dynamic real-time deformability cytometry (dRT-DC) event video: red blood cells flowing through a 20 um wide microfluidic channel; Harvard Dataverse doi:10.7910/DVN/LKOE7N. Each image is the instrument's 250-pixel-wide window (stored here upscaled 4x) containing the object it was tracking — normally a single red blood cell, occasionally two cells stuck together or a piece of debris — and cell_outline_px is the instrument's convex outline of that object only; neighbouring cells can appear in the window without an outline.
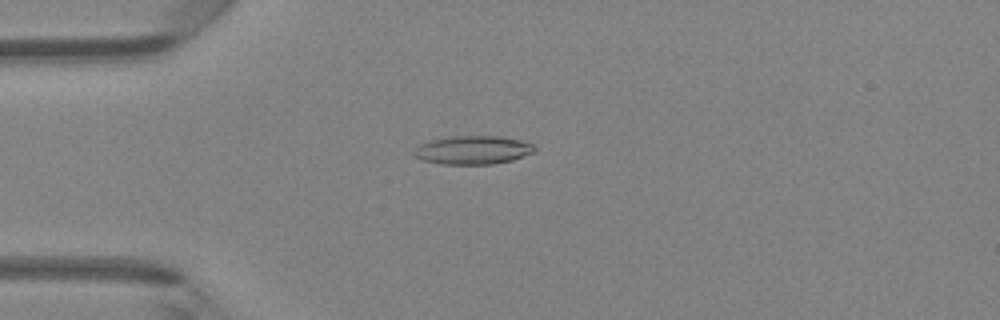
{"species": "Egyptian fruit bat (a non-hibernating species)", "species_latin": "Rousettus aegyptiacus", "temperature_condition": "room temperature", "stored_images_in_passage": 41, "camera_frame_rate_fps": 3000, "um_per_image_px": 0.085, "animal": {"sex": "female"}, "frame": {"image": 1, "passage_image": 6, "time_ms": 1.667, "image_size_px": [1000, 320], "cell_outline_px": [[536, 152], [512, 160], [492, 164], [440, 164], [420, 160], [412, 152], [420, 144], [432, 140], [452, 136], [500, 136], [524, 140], [532, 144], [536, 148]], "centroid_in_image_um": [40.23, 12.75], "position_along_channel_um": 44.8, "area_um2": 20.17}}
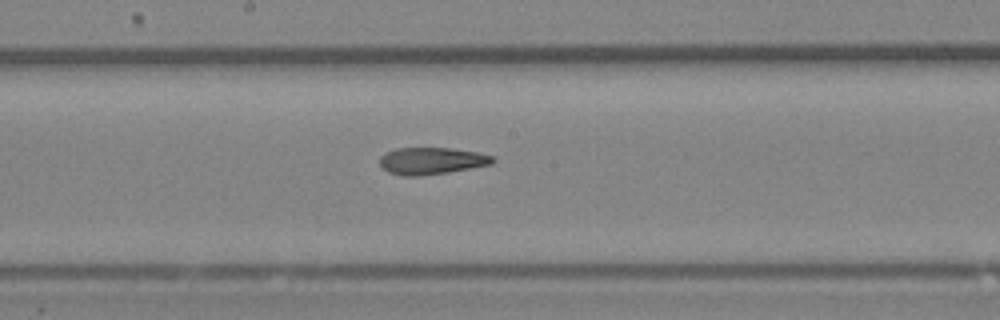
{"frame": {"image": 2, "passage_image": 19, "time_ms": 6.0, "image_size_px": [1000, 320], "cell_outline_px": [[496, 160], [492, 164], [472, 168], [448, 172], [420, 176], [404, 176], [388, 172], [380, 164], [380, 156], [384, 152], [396, 148], [448, 148], [476, 152], [496, 156]], "centroid_in_image_um": [36.7, 13.67], "position_along_channel_um": 211.5, "area_um2": 17.86}}
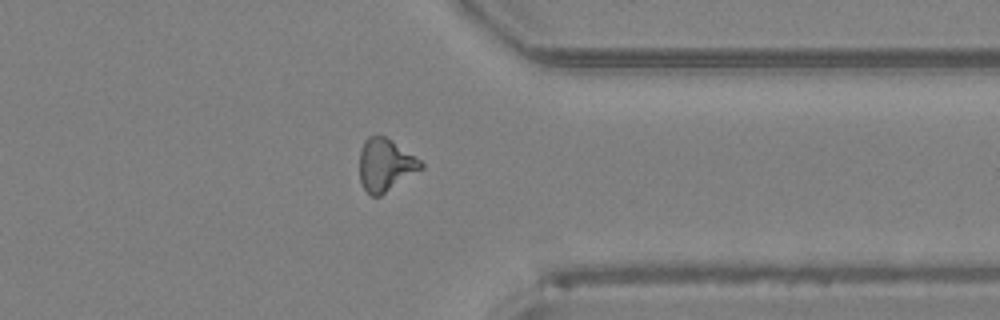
{"frame": {"image": 3, "passage_image": 31, "time_ms": 10.0, "image_size_px": [1000, 320], "cell_outline_px": [[424, 168], [380, 196], [372, 196], [364, 188], [360, 180], [360, 152], [364, 140], [368, 136], [384, 136], [420, 160], [424, 164]], "centroid_in_image_um": [32.75, 14.03], "position_along_channel_um": 378.6, "area_um2": 18.5}, "authors_computed_cell_mechanics": {"area_um2": 18.496, "velocity_mm_per_s": 4.305, "shape_relaxation_time_tau1_ms": null, "shape_relaxation_time_tau2_ms": 3.682, "deformation_change_tau1": null, "deformation_change_tau2": 0.1421}}